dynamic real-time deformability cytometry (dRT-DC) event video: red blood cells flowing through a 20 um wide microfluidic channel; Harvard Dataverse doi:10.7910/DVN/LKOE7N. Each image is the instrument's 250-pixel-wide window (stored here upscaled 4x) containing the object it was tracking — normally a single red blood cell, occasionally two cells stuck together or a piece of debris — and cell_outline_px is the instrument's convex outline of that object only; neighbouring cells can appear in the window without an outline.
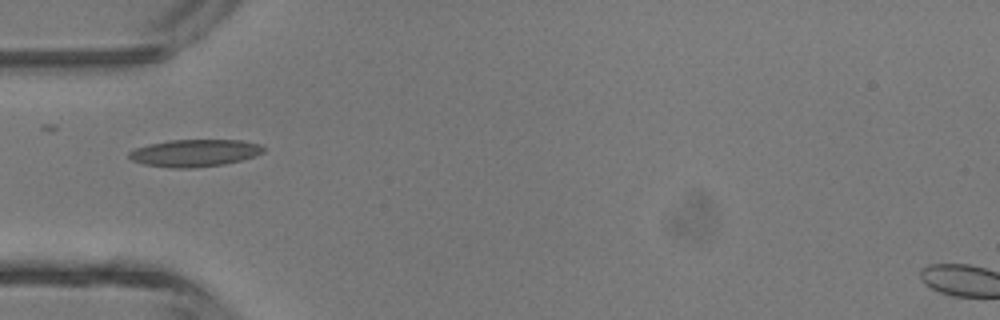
{"species": "common noctule bat (a hibernating species)", "species_latin": "Nyctalus noctula", "temperature_condition": "room temperature", "stored_images_in_passage": 4, "camera_frame_rate_fps": 3000, "um_per_image_px": 0.085, "animal": {"sex": "male", "body_mass_g": 13.3}, "frame": {"image": 1, "passage_image": 4, "time_ms": 4.333, "image_size_px": [1000, 320], "cell_outline_px": [[264, 152], [256, 156], [224, 164], [192, 168], [168, 168], [144, 164], [132, 160], [128, 156], [128, 152], [136, 148], [148, 144], [168, 140], [240, 140], [260, 144], [264, 148]], "centroid_in_image_um": [16.53, 13.0], "position_along_channel_um": 68.5, "area_um2": 21.39}}